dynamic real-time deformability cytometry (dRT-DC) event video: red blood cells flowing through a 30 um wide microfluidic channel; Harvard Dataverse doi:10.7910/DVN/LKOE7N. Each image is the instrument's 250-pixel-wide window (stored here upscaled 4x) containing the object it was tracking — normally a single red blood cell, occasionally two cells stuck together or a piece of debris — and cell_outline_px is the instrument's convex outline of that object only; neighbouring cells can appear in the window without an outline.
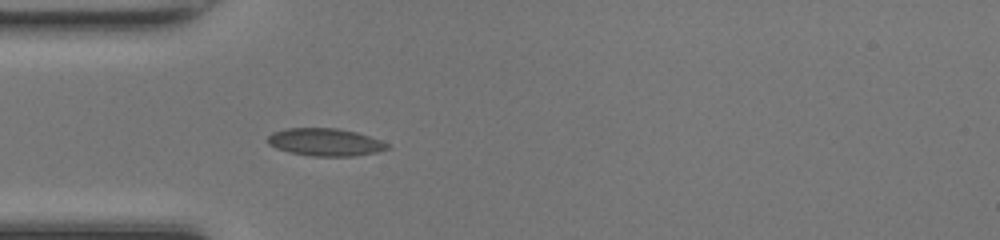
{"species": "common noctule bat (a hibernating species)", "species_latin": "Nyctalus noctula", "temperature_condition": "room temperature", "stored_images_in_passage": 35, "camera_frame_rate_fps": 3000, "um_per_image_px": 0.085, "animal": {"sex": "female", "body_mass_g": 17.0, "forearm_length_mm": 48.0}, "frame": {"image": 1, "passage_image": 1, "time_ms": 0.0, "image_size_px": [1000, 240], "cell_outline_px": [[392, 148], [376, 152], [356, 156], [312, 156], [288, 152], [276, 148], [268, 144], [268, 136], [272, 132], [288, 128], [336, 128], [356, 132], [380, 140], [388, 144]], "centroid_in_image_um": [27.64, 12.09], "position_along_channel_um": 57.4, "area_um2": 19.25}}
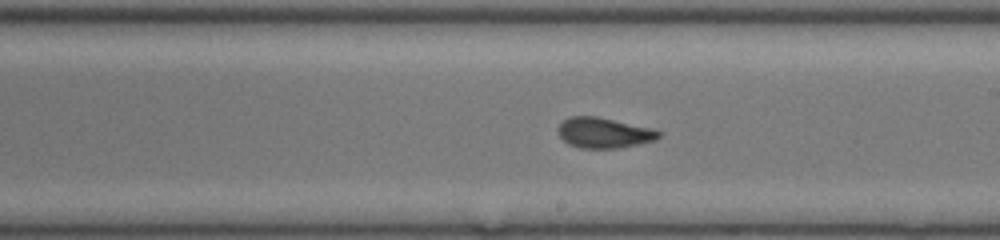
{"frame": {"image": 2, "passage_image": 14, "time_ms": 4.333, "image_size_px": [1000, 240], "cell_outline_px": [[664, 132], [656, 140], [616, 148], [580, 148], [568, 144], [556, 132], [556, 128], [568, 116], [596, 116], [652, 128]], "centroid_in_image_um": [51.32, 11.28], "position_along_channel_um": 237.7, "area_um2": 17.92}}
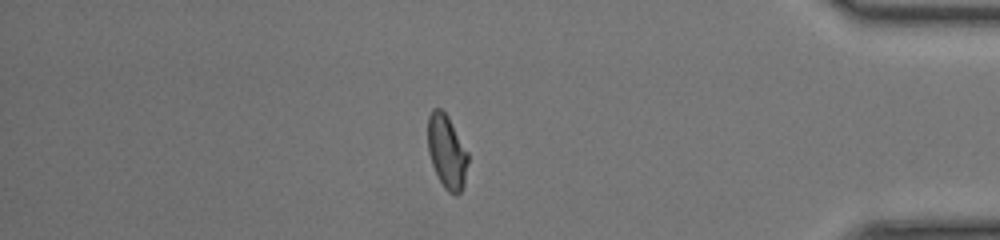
{"frame": {"image": 3, "passage_image": 28, "time_ms": 9.0, "image_size_px": [1000, 240], "cell_outline_px": [[468, 160], [464, 184], [460, 192], [456, 196], [448, 192], [444, 188], [432, 164], [428, 152], [428, 116], [432, 108], [440, 108], [448, 116], [468, 152]], "centroid_in_image_um": [37.98, 12.89], "position_along_channel_um": 397.2, "area_um2": 17.22}, "authors_computed_cell_mechanics": {"area_um2": 17.7446, "velocity_mm_per_s": 4.2299, "shape_relaxation_time_tau1_ms": 4.1037, "shape_relaxation_time_tau2_ms": 0.8683, "deformation_change_tau1": 0.159, "deformation_change_tau2": 0.069}}